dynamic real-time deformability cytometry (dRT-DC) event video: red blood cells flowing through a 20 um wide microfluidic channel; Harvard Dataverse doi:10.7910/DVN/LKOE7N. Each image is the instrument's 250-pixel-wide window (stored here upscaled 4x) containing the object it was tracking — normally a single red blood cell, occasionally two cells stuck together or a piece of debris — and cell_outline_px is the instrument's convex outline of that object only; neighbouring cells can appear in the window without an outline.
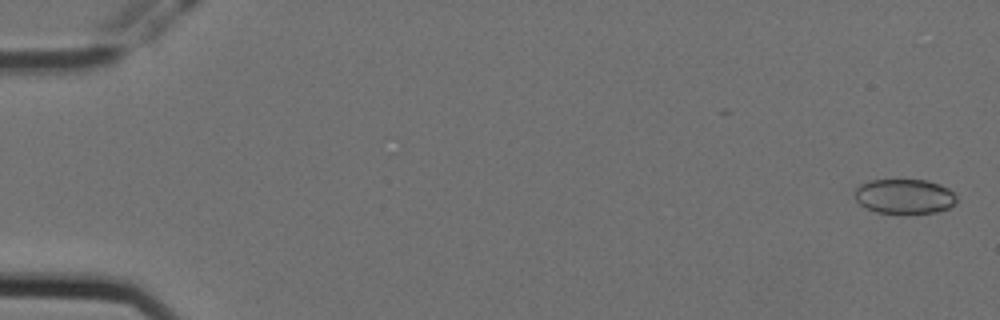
{"species": "Egyptian fruit bat (a non-hibernating species)", "species_latin": "Rousettus aegyptiacus", "temperature_condition": "cold", "stored_images_in_passage": 10, "camera_frame_rate_fps": 3000, "um_per_image_px": 0.085, "animal": {"sex": "female"}, "frame": {"image": 1, "passage_image": 1, "time_ms": 0.0, "image_size_px": [1000, 320], "cell_outline_px": [[956, 204], [948, 208], [936, 212], [876, 212], [860, 204], [856, 200], [856, 188], [860, 184], [872, 180], [928, 180], [940, 184], [948, 188], [956, 196]], "centroid_in_image_um": [76.9, 16.67], "position_along_channel_um": 8.1, "area_um2": 20.29}}
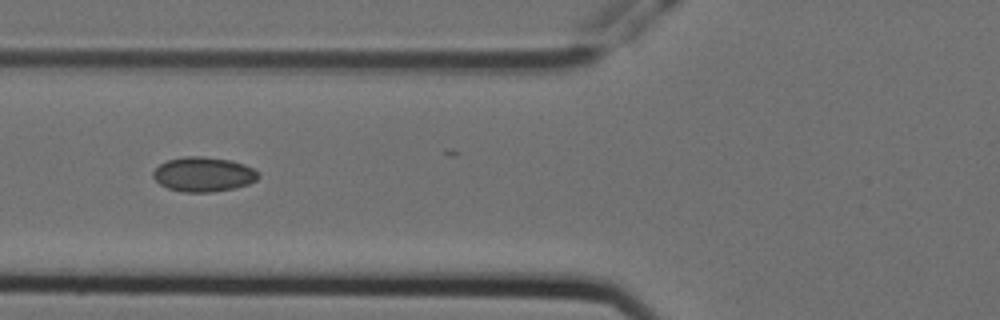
{"frame": {"image": 2, "passage_image": 7, "time_ms": 2.0, "image_size_px": [1000, 320], "cell_outline_px": [[260, 176], [256, 180], [248, 184], [236, 188], [212, 192], [184, 192], [168, 188], [160, 184], [152, 176], [152, 172], [160, 164], [168, 160], [184, 156], [200, 156], [232, 160], [244, 164], [260, 172]], "centroid_in_image_um": [17.31, 14.82], "position_along_channel_um": 108.5, "area_um2": 21.33}}
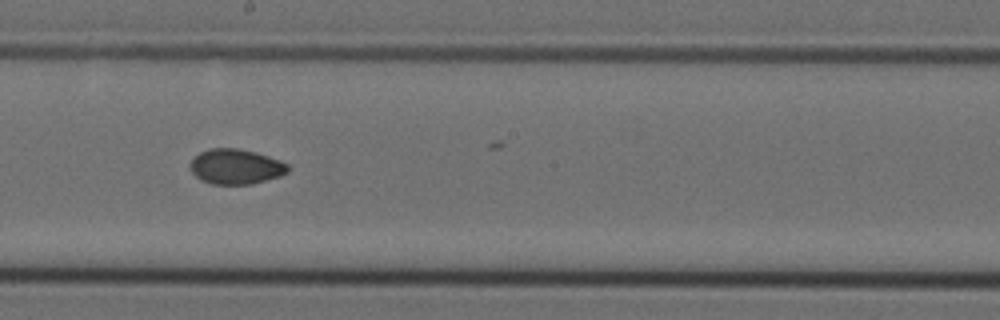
{"frame": {"image": 3, "passage_image": 10, "time_ms": 3.0, "image_size_px": [1000, 320], "cell_outline_px": [[288, 172], [280, 176], [252, 184], [212, 184], [200, 180], [192, 172], [188, 164], [200, 152], [208, 148], [236, 148], [256, 152], [280, 160], [288, 164]], "centroid_in_image_um": [20.03, 14.16], "position_along_channel_um": 228.2, "area_um2": 20.06}}